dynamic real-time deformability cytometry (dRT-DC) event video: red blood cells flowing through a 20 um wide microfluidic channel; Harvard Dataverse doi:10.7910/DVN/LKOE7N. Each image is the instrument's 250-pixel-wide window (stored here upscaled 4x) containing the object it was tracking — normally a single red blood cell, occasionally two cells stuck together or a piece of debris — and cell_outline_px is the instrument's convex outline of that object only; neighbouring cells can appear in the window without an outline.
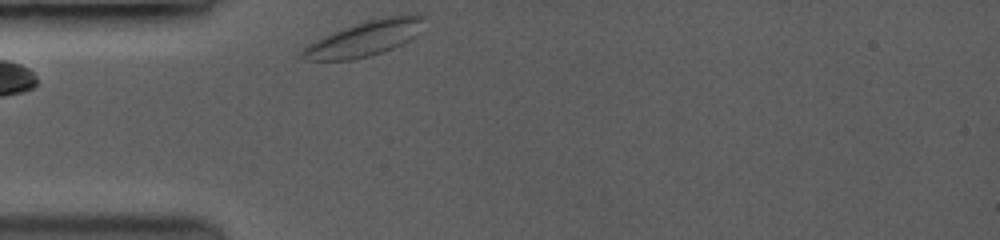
{"species": "common noctule bat (a hibernating species)", "species_latin": "Nyctalus noctula", "temperature_condition": "room temperature", "stored_images_in_passage": 8, "camera_frame_rate_fps": 3500, "um_per_image_px": 0.085, "animal": {"sex": "female", "body_mass_g": 19.0, "forearm_length_mm": 53.3}, "frame": {"image": 1, "passage_image": 1, "time_ms": 0.0, "image_size_px": [1000, 240], "cell_outline_px": [[424, 16], [416, 36], [392, 48], [368, 56], [352, 60], [304, 60], [296, 52], [308, 44], [332, 32], [368, 20], [384, 16], [416, 12]], "centroid_in_image_um": [30.95, 3.26], "position_along_channel_um": 54.1, "area_um2": 24.91}}